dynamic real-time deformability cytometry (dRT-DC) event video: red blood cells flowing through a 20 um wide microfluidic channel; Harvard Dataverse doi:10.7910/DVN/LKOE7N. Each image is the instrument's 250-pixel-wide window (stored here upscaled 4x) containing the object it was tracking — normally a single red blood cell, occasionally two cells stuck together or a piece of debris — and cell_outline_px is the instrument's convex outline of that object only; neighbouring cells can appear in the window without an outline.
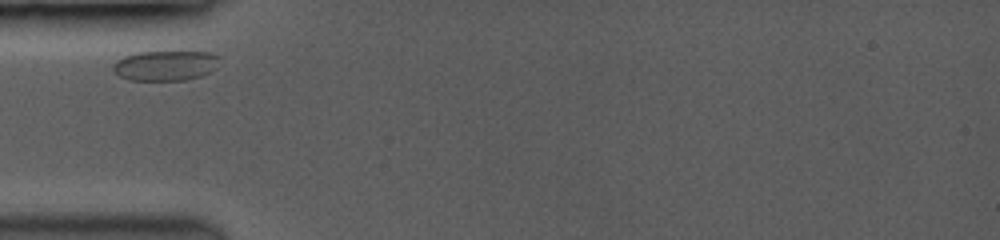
{"species": "common noctule bat (a hibernating species)", "species_latin": "Nyctalus noctula", "temperature_condition": "room temperature", "stored_images_in_passage": 33, "camera_frame_rate_fps": 3500, "um_per_image_px": 0.085, "animal": {"sex": "female", "body_mass_g": 19.0, "forearm_length_mm": 53.3}, "frame": {"image": 1, "passage_image": 1, "time_ms": 0.0, "image_size_px": [1000, 240], "cell_outline_px": [[220, 56], [216, 68], [200, 76], [184, 80], [128, 80], [120, 76], [112, 68], [112, 64], [116, 60], [124, 56], [136, 52], [212, 52]], "centroid_in_image_um": [14.05, 5.56], "position_along_channel_um": 71.0, "area_um2": 18.67}}
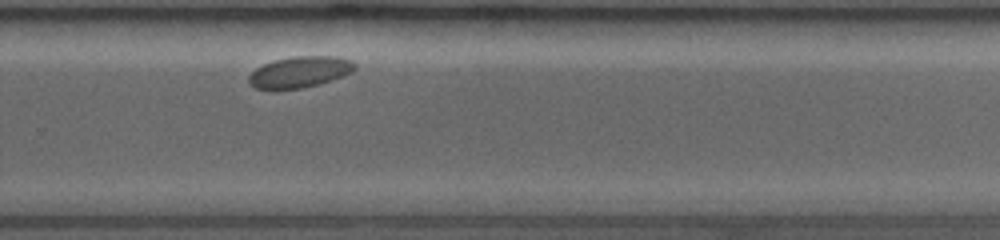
{"frame": {"image": 2, "passage_image": 24, "time_ms": 6.857, "image_size_px": [1000, 240], "cell_outline_px": [[356, 68], [352, 72], [316, 84], [300, 88], [256, 88], [248, 80], [248, 76], [256, 68], [264, 64], [276, 60], [292, 56], [336, 56], [348, 60]], "centroid_in_image_um": [25.45, 6.09], "position_along_channel_um": 304.3, "area_um2": 18.5}}
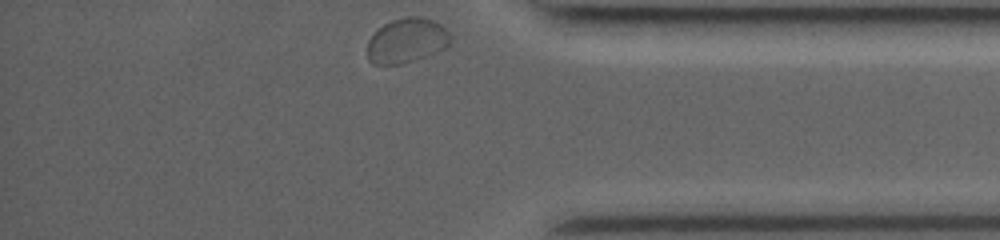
{"frame": {"image": 3, "passage_image": 33, "time_ms": 9.714, "image_size_px": [1000, 240], "cell_outline_px": [[452, 40], [444, 48], [436, 52], [400, 64], [372, 64], [368, 60], [368, 40], [384, 24], [392, 20], [408, 16], [420, 16], [432, 20], [440, 24], [452, 36]], "centroid_in_image_um": [34.58, 3.44], "position_along_channel_um": 400.6, "area_um2": 21.39}}